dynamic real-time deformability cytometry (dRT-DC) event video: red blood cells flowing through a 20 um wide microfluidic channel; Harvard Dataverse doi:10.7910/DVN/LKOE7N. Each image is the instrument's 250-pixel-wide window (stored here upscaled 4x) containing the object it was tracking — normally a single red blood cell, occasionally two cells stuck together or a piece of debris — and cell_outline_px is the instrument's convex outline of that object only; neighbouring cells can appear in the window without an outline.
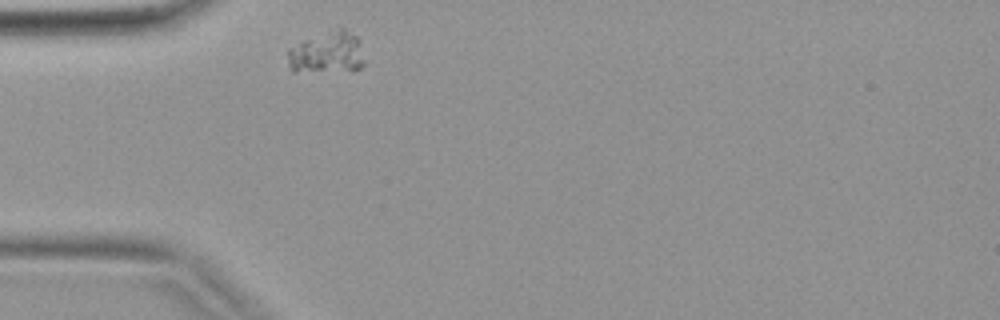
{"species": "common noctule bat (a hibernating species)", "species_latin": "Nyctalus noctula", "temperature_condition": "warm", "stored_images_in_passage": 27, "camera_frame_rate_fps": 3000, "um_per_image_px": 0.085, "animal": {"sex": "female", "body_mass_g": 19.9}, "frame": {"image": 1, "passage_image": 1, "time_ms": 0.0, "image_size_px": [1000, 320], "cell_outline_px": [[364, 64], [360, 68], [296, 72], [292, 72], [288, 64], [288, 48], [304, 40], [340, 24], [356, 36], [360, 40]], "centroid_in_image_um": [27.79, 4.4], "position_along_channel_um": 57.2, "area_um2": 18.84}}
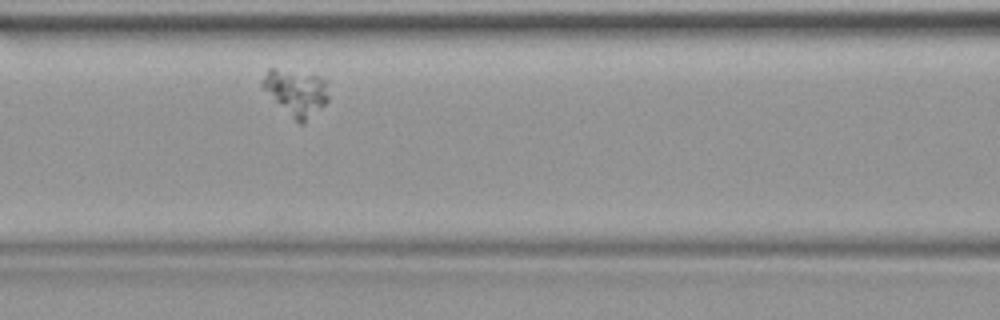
{"frame": {"image": 2, "passage_image": 7, "time_ms": 2.0, "image_size_px": [1000, 320], "cell_outline_px": [[328, 100], [304, 124], [300, 124], [260, 84], [268, 68], [272, 68], [320, 76], [324, 80], [328, 96]], "centroid_in_image_um": [25.19, 7.84], "position_along_channel_um": 141.4, "area_um2": 16.94}}
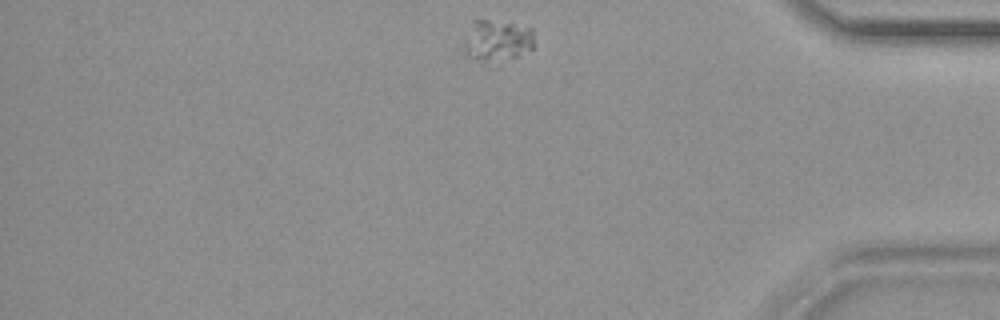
{"frame": {"image": 3, "passage_image": 25, "time_ms": 8.0, "image_size_px": [1000, 320], "cell_outline_px": [[536, 44], [532, 48], [520, 56], [496, 68], [476, 60], [468, 56], [464, 48], [464, 44], [472, 20], [488, 20], [512, 24], [532, 28]], "centroid_in_image_um": [42.3, 3.56], "position_along_channel_um": 392.9, "area_um2": 17.92}}